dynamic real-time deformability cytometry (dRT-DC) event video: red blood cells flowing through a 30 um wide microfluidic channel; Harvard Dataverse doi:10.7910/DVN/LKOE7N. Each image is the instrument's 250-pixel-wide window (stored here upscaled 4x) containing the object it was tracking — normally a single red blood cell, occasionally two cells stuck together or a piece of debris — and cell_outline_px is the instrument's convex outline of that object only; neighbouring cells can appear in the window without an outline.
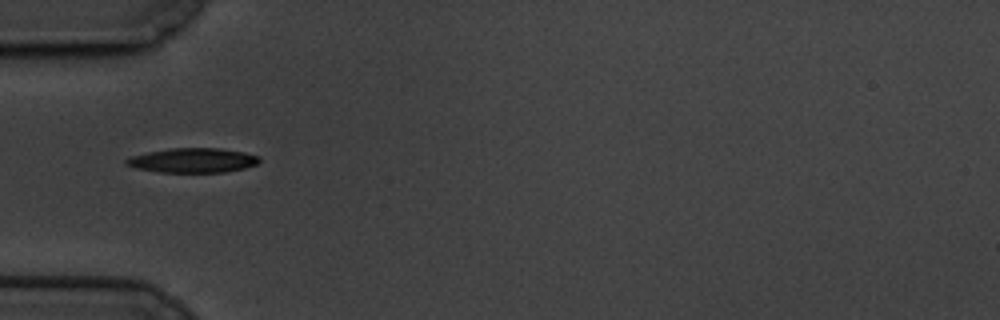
{"species": "common noctule bat (a hibernating species)", "species_latin": "Nyctalus noctula", "temperature_condition": "cold", "stored_images_in_passage": 25, "camera_frame_rate_fps": 3000, "um_per_image_px": 0.085, "animal": {"sex": "male", "body_mass_g": 19.5, "forearm_length_mm": 54.6}, "frame": {"image": 1, "passage_image": 1, "time_ms": 0.0, "image_size_px": [1000, 320], "cell_outline_px": [[260, 160], [256, 164], [244, 168], [224, 172], [160, 172], [136, 168], [124, 164], [124, 160], [132, 156], [148, 152], [172, 148], [220, 148], [244, 152], [260, 156]], "centroid_in_image_um": [16.39, 13.63], "position_along_channel_um": 68.6, "area_um2": 18.96}}
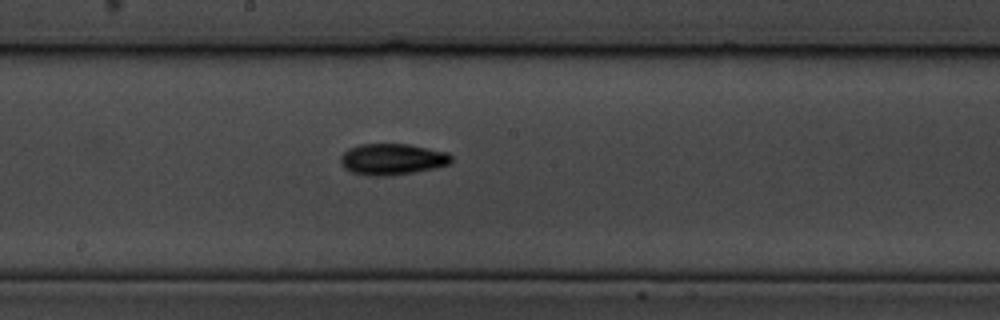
{"frame": {"image": 2, "passage_image": 14, "time_ms": 4.333, "image_size_px": [1000, 320], "cell_outline_px": [[452, 160], [448, 164], [436, 168], [388, 176], [372, 176], [352, 172], [344, 168], [340, 160], [340, 156], [348, 148], [360, 144], [408, 144], [448, 152], [452, 156]], "centroid_in_image_um": [33.33, 13.53], "position_along_channel_um": 214.9, "area_um2": 20.17}}
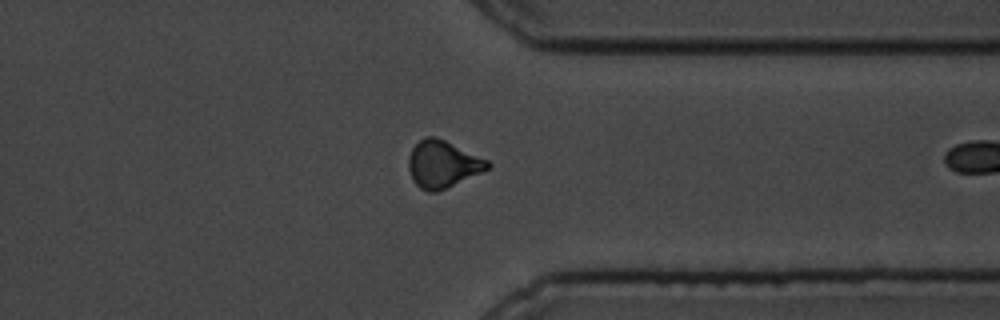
{"frame": {"image": 3, "passage_image": 24, "time_ms": 7.667, "image_size_px": [1000, 320], "cell_outline_px": [[492, 164], [488, 168], [480, 172], [436, 192], [428, 192], [420, 188], [412, 180], [408, 168], [408, 156], [412, 148], [424, 136], [436, 136], [488, 160]], "centroid_in_image_um": [37.58, 13.93], "position_along_channel_um": 373.8, "area_um2": 21.44}}